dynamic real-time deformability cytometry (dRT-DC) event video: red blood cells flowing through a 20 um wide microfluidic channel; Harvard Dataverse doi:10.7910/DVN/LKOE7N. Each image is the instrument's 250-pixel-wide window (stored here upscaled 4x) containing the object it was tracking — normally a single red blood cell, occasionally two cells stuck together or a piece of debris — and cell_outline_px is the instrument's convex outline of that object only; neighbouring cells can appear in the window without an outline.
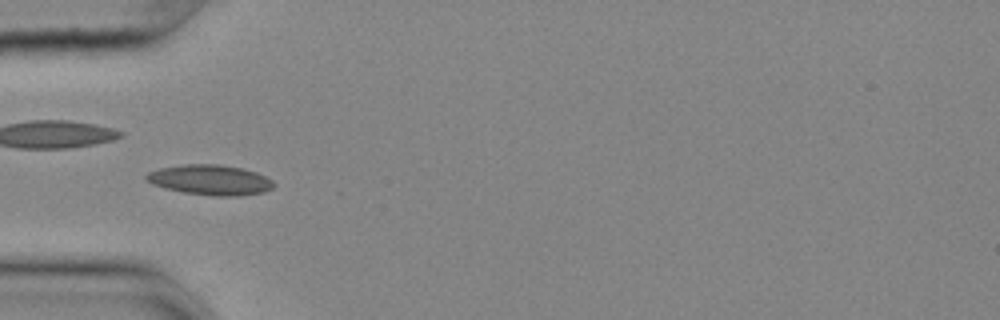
{"species": "common noctule bat (a hibernating species)", "species_latin": "Nyctalus noctula", "temperature_condition": "cold", "stored_images_in_passage": 47, "segment_of_instrument_passage": [1, 2], "camera_frame_rate_fps": 3000, "um_per_image_px": 0.085, "animal": {"sex": "female", "body_mass_g": 25.1}, "frame": {"image": 1, "passage_image": 14, "time_ms": 4.333, "image_size_px": [1000, 320], "cell_outline_px": [[276, 184], [272, 188], [264, 192], [240, 196], [212, 196], [184, 192], [164, 188], [152, 184], [144, 180], [144, 176], [148, 172], [160, 168], [184, 164], [220, 164], [240, 168], [256, 172], [272, 180]], "centroid_in_image_um": [17.85, 15.3], "position_along_channel_um": 67.2, "area_um2": 22.54}}
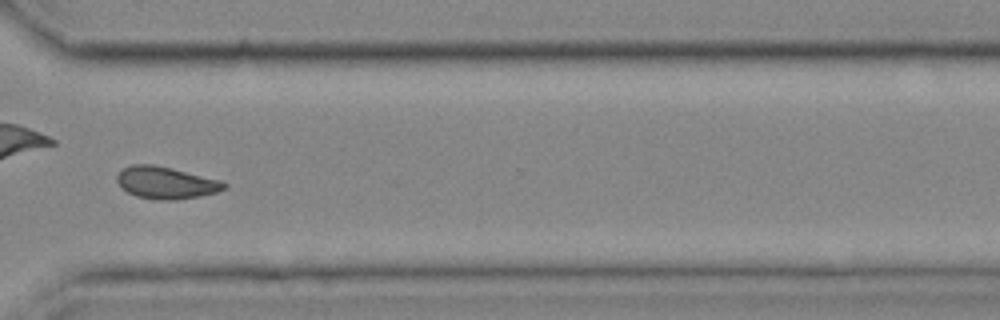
{"frame": {"image": 2, "passage_image": 38, "time_ms": 12.333, "image_size_px": [1000, 320], "cell_outline_px": [[228, 188], [216, 192], [200, 196], [176, 200], [160, 200], [136, 196], [120, 188], [116, 180], [116, 176], [124, 168], [132, 164], [152, 164], [220, 180], [228, 184]], "centroid_in_image_um": [14.09, 15.54], "position_along_channel_um": 356.5, "area_um2": 19.94}}
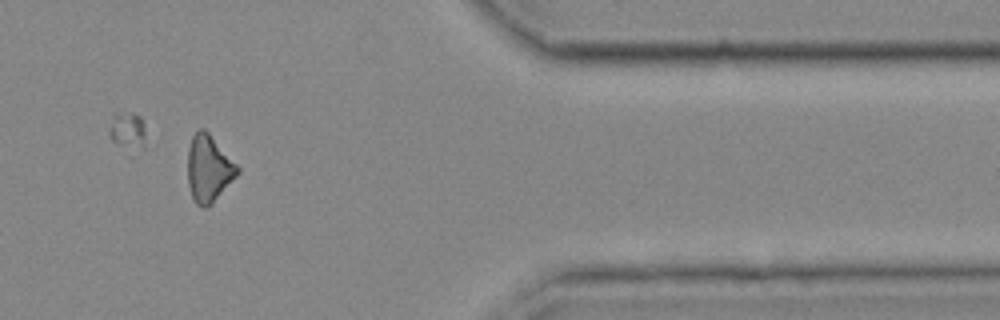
{"frame": {"image": 3, "passage_image": 39, "time_ms": 12.667, "image_size_px": [1000, 320], "cell_outline_px": [[240, 172], [212, 204], [208, 208], [200, 208], [196, 204], [192, 196], [188, 184], [188, 148], [192, 136], [200, 128], [204, 128], [208, 132], [240, 168]], "centroid_in_image_um": [17.74, 14.36], "position_along_channel_um": 393.7, "area_um2": 19.36}}